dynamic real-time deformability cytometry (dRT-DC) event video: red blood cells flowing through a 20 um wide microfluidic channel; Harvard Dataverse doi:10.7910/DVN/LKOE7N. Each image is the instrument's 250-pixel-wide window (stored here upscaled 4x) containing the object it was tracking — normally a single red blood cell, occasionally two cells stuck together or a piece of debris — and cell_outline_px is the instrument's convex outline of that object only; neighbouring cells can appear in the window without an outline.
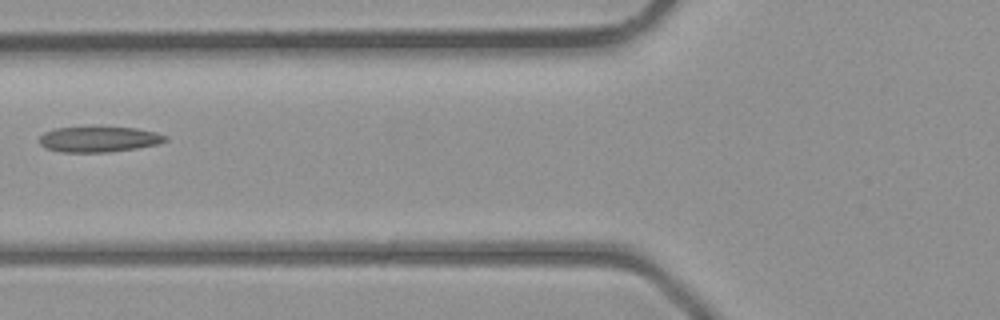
{"species": "common noctule bat (a hibernating species)", "species_latin": "Nyctalus noctula", "temperature_condition": "room temperature", "stored_images_in_passage": 6, "camera_frame_rate_fps": 3000, "um_per_image_px": 0.085, "animal": {"sex": "male", "body_mass_g": 23.1, "forearm_length_mm": 52.7}, "frame": {"image": 1, "passage_image": 6, "time_ms": 6.667, "image_size_px": [1000, 320], "cell_outline_px": [[168, 140], [156, 144], [136, 148], [108, 152], [60, 152], [44, 148], [40, 144], [40, 136], [44, 132], [56, 128], [136, 128], [156, 132], [168, 136]], "centroid_in_image_um": [8.39, 11.85], "position_along_channel_um": 117.4, "area_um2": 18.5}}